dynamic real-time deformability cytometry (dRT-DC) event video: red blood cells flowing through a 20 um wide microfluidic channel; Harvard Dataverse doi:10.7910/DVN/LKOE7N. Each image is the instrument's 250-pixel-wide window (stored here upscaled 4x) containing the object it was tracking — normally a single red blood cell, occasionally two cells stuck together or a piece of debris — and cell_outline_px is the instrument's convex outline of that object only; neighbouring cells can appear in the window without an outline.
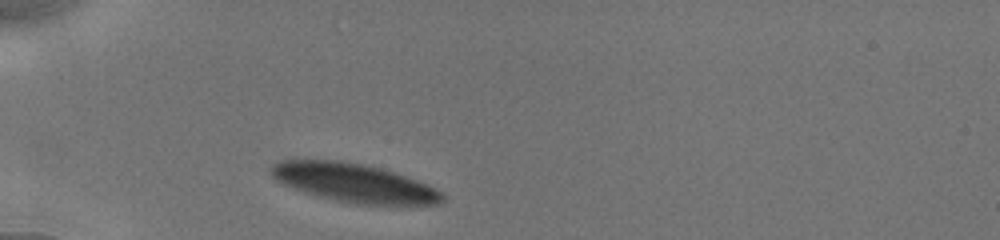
{"species": "human", "species_latin": "Homo sapiens", "temperature_condition": "cold", "stored_images_in_passage": 3, "camera_frame_rate_fps": 3000, "um_per_image_px": 0.085, "donor": {"sex": "male"}, "frame": {"image": 1, "passage_image": 1, "time_ms": 0.0, "image_size_px": [1000, 240], "cell_outline_px": [[444, 200], [440, 204], [356, 204], [316, 196], [292, 188], [276, 180], [272, 176], [272, 164], [280, 160], [340, 160], [380, 168], [428, 184], [436, 188], [444, 196]], "centroid_in_image_um": [30.07, 15.54], "position_along_channel_um": 54.9, "area_um2": 38.15}}
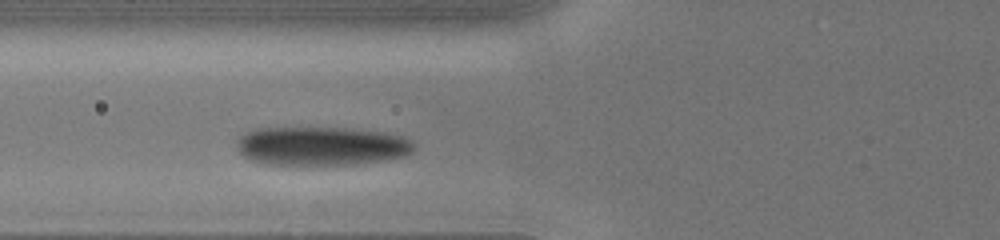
{"frame": {"image": 2, "passage_image": 3, "time_ms": 1.667, "image_size_px": [1000, 240], "cell_outline_px": [[416, 148], [412, 152], [404, 156], [384, 160], [356, 164], [264, 164], [252, 160], [244, 156], [236, 148], [236, 140], [244, 132], [256, 128], [344, 128], [384, 132], [400, 136], [408, 140]], "centroid_in_image_um": [27.27, 12.41], "position_along_channel_um": 98.5, "area_um2": 39.94}}